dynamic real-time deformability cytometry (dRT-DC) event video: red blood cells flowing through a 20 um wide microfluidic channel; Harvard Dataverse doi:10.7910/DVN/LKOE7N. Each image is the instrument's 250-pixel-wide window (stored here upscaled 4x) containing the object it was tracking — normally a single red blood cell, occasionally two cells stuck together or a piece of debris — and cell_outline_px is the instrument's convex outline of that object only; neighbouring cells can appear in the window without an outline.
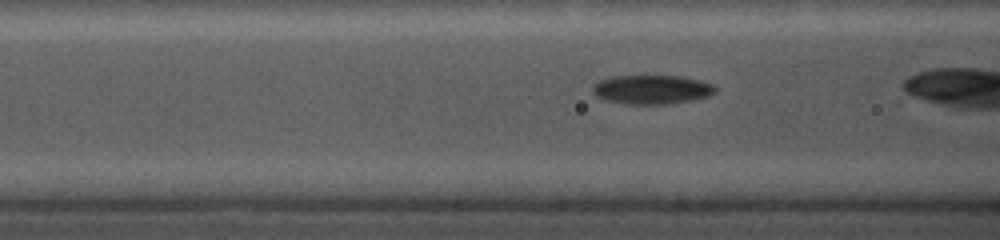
{"species": "common noctule bat (a hibernating species)", "species_latin": "Nyctalus noctula", "temperature_condition": "cold", "stored_images_in_passage": 24, "camera_frame_rate_fps": 5000, "um_per_image_px": 0.085, "animal": {"sex": "female", "body_mass_g": 19.0, "forearm_length_mm": 56.7}, "frame": {"image": 1, "passage_image": 4, "time_ms": 1.4, "image_size_px": [1000, 240], "cell_outline_px": [[716, 92], [708, 96], [668, 104], [628, 104], [608, 100], [596, 96], [592, 92], [592, 84], [600, 80], [616, 76], [680, 76], [712, 84], [716, 88]], "centroid_in_image_um": [55.36, 7.61], "position_along_channel_um": 111.2, "area_um2": 20.46}}